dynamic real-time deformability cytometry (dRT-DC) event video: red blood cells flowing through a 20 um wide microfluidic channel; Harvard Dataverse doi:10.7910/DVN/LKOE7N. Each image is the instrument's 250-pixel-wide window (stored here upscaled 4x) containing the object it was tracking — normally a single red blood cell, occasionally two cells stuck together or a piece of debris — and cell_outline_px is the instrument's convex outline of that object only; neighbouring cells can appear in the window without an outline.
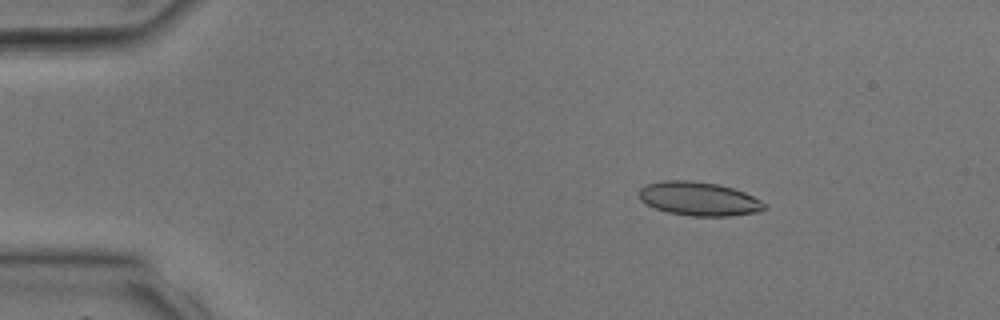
{"species": "common noctule bat (a hibernating species)", "species_latin": "Nyctalus noctula", "temperature_condition": "room temperature", "stored_images_in_passage": 38, "camera_frame_rate_fps": 3000, "um_per_image_px": 0.085, "animal": {"sex": "male", "body_mass_g": 17.9, "forearm_length_mm": 54.2}, "frame": {"image": 1, "passage_image": 6, "time_ms": 1.667, "image_size_px": [1000, 320], "cell_outline_px": [[764, 208], [760, 212], [732, 216], [692, 216], [668, 212], [656, 208], [640, 200], [640, 188], [648, 184], [664, 180], [692, 180], [720, 184], [744, 192], [760, 200], [764, 204]], "centroid_in_image_um": [59.42, 16.89], "position_along_channel_um": 25.6, "area_um2": 24.57}}
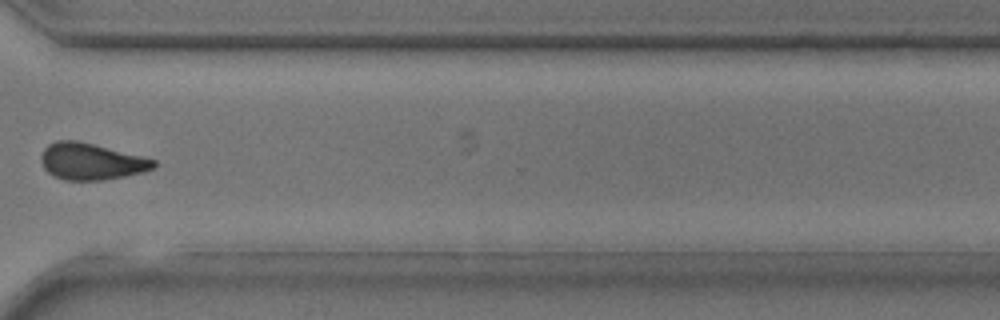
{"frame": {"image": 2, "passage_image": 29, "time_ms": 9.333, "image_size_px": [1000, 320], "cell_outline_px": [[156, 164], [152, 168], [144, 172], [124, 176], [100, 180], [64, 180], [48, 172], [44, 168], [40, 160], [40, 156], [44, 148], [48, 144], [56, 140], [76, 140], [156, 160]], "centroid_in_image_um": [7.7, 13.72], "position_along_channel_um": 362.9, "area_um2": 23.7}}
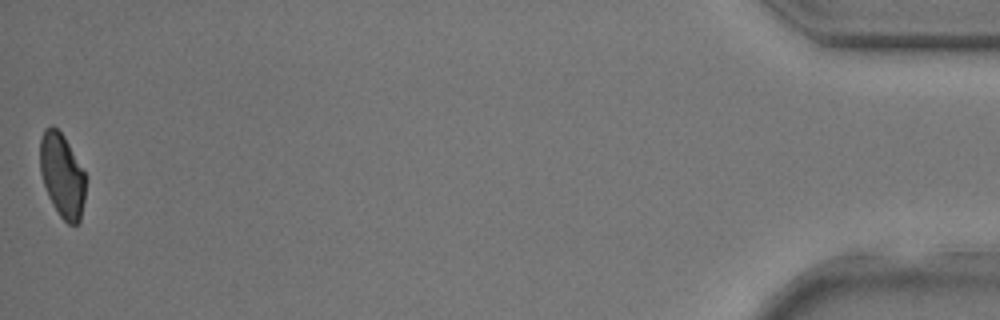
{"frame": {"image": 3, "passage_image": 38, "time_ms": 12.333, "image_size_px": [1000, 320], "cell_outline_px": [[84, 200], [80, 220], [76, 224], [68, 224], [60, 216], [52, 204], [48, 196], [40, 172], [40, 140], [44, 128], [52, 124], [64, 136], [84, 172]], "centroid_in_image_um": [5.25, 14.89], "position_along_channel_um": 429.9, "area_um2": 22.02}}